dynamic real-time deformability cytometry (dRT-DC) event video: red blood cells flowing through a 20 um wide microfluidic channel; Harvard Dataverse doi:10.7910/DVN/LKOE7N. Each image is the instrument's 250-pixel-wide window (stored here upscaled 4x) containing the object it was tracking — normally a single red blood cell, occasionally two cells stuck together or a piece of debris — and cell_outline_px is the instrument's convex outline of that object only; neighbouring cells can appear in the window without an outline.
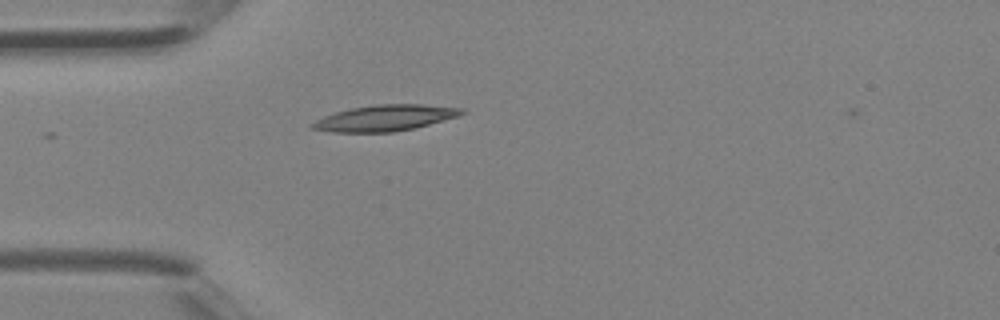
{"species": "Egyptian fruit bat (a non-hibernating species)", "species_latin": "Rousettus aegyptiacus", "temperature_condition": "room temperature", "stored_images_in_passage": 11, "camera_frame_rate_fps": 3000, "um_per_image_px": 0.085, "animal": {"sex": "female"}, "frame": {"image": 1, "passage_image": 1, "time_ms": 0.0, "image_size_px": [1000, 320], "cell_outline_px": [[468, 112], [456, 116], [416, 128], [392, 132], [332, 132], [308, 128], [308, 124], [324, 116], [336, 112], [352, 108], [376, 104], [420, 104], [464, 108]], "centroid_in_image_um": [32.7, 10.03], "position_along_channel_um": 52.3, "area_um2": 22.66}}
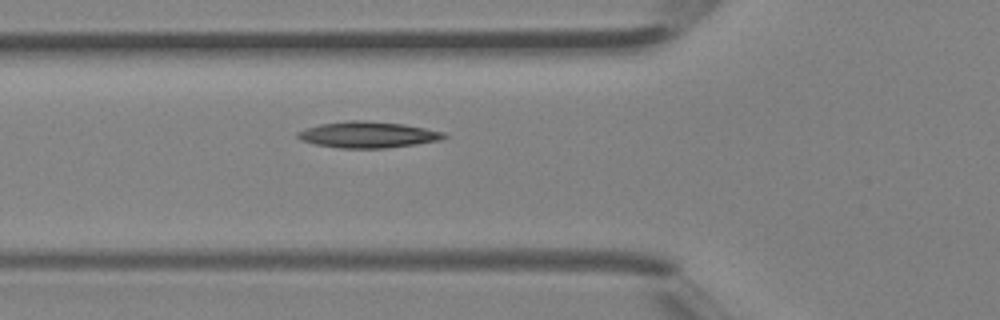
{"frame": {"image": 2, "passage_image": 4, "time_ms": 1.0, "image_size_px": [1000, 320], "cell_outline_px": [[448, 136], [440, 140], [416, 144], [384, 148], [340, 148], [316, 144], [300, 140], [296, 136], [296, 132], [320, 124], [348, 120], [364, 120], [404, 124], [444, 132]], "centroid_in_image_um": [31.26, 11.44], "position_along_channel_um": 94.5, "area_um2": 22.25}}
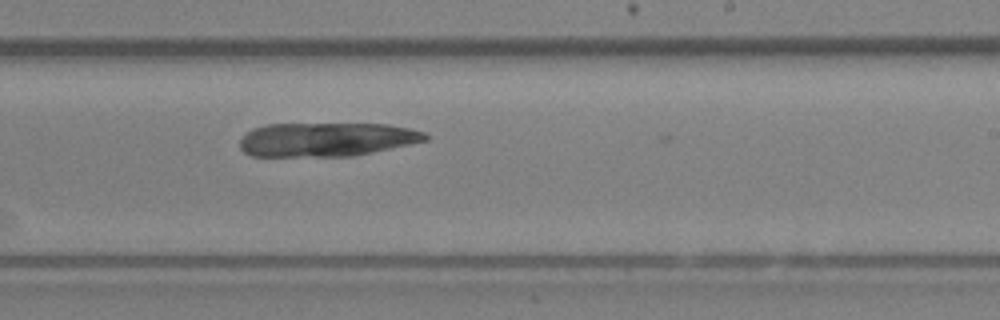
{"frame": {"image": 3, "passage_image": 10, "time_ms": 3.0, "image_size_px": [1000, 320], "cell_outline_px": [[428, 140], [352, 156], [252, 156], [244, 152], [240, 148], [240, 140], [252, 128], [268, 124], [388, 124], [408, 128], [424, 132], [428, 136]], "centroid_in_image_um": [27.73, 11.85], "position_along_channel_um": 261.3, "area_um2": 36.41}}